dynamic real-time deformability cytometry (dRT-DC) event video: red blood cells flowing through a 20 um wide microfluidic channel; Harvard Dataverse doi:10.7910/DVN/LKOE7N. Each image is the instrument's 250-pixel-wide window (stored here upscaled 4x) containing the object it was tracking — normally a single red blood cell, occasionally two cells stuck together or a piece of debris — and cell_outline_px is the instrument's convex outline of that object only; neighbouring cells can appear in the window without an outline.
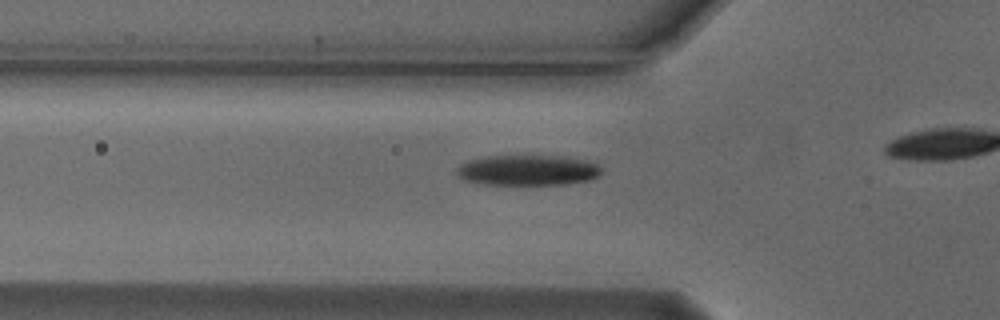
{"species": "Egyptian fruit bat (a non-hibernating species)", "species_latin": "Rousettus aegyptiacus", "temperature_condition": "cold", "stored_images_in_passage": 4, "camera_frame_rate_fps": 3000, "um_per_image_px": 0.085, "animal": {"sex": "male"}, "frame": {"image": 1, "passage_image": 4, "time_ms": 1.0, "image_size_px": [1000, 320], "cell_outline_px": [[604, 172], [600, 176], [592, 180], [568, 184], [484, 184], [464, 180], [456, 172], [456, 168], [460, 164], [468, 160], [484, 156], [568, 156], [600, 164], [604, 168]], "centroid_in_image_um": [44.95, 14.46], "position_along_channel_um": 80.9, "area_um2": 26.13}}